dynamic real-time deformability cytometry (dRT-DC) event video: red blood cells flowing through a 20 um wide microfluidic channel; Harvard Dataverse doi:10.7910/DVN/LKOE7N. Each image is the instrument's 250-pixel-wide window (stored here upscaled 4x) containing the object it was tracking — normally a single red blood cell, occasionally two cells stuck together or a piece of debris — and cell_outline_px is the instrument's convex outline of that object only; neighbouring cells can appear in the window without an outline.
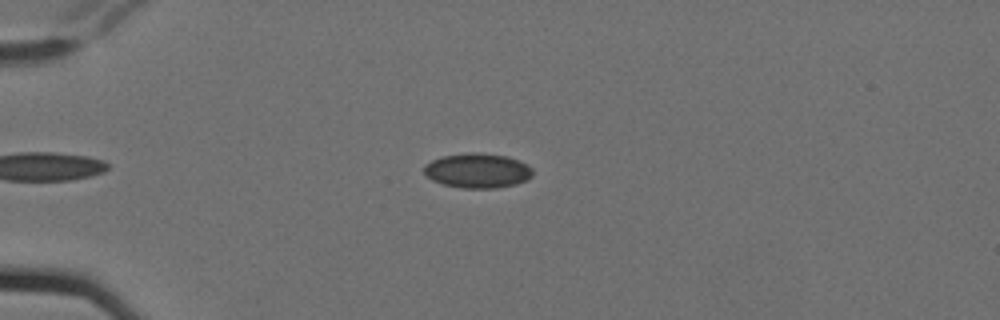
{"species": "Egyptian fruit bat (a non-hibernating species)", "species_latin": "Rousettus aegyptiacus", "temperature_condition": "cold", "stored_images_in_passage": 5, "camera_frame_rate_fps": 3000, "um_per_image_px": 0.085, "animal": {"sex": "female"}, "frame": {"image": 1, "passage_image": 5, "time_ms": 1.333, "image_size_px": [1000, 320], "cell_outline_px": [[532, 176], [516, 184], [496, 188], [460, 188], [444, 184], [432, 180], [424, 172], [424, 164], [440, 156], [468, 152], [476, 152], [508, 156], [528, 164], [532, 168]], "centroid_in_image_um": [40.58, 14.49], "position_along_channel_um": 44.4, "area_um2": 22.08}}